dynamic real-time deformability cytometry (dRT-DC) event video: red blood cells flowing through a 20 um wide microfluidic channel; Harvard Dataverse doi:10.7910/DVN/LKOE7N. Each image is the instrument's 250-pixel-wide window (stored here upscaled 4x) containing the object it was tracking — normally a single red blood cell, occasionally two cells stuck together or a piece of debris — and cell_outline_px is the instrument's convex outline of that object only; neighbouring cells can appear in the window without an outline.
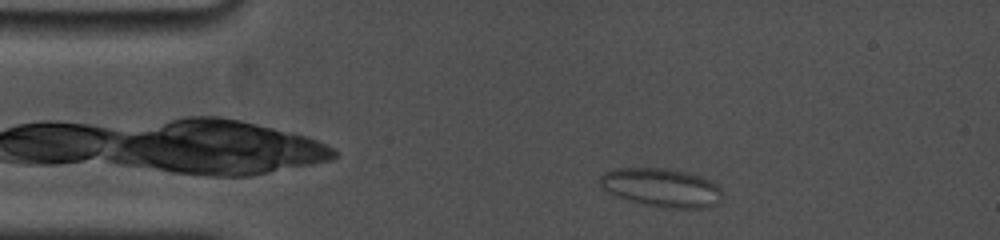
{"species": "common noctule bat (a hibernating species)", "species_latin": "Nyctalus noctula", "temperature_condition": "cold", "stored_images_in_passage": 4, "camera_frame_rate_fps": 5000, "um_per_image_px": 0.085, "animal": {"sex": "female", "body_mass_g": 19.0, "forearm_length_mm": 53.3}, "frame": {"image": 1, "passage_image": 2, "time_ms": 0.8, "image_size_px": [1000, 240], "cell_outline_px": [[724, 196], [720, 204], [704, 208], [664, 208], [644, 204], [628, 200], [604, 188], [600, 184], [600, 176], [604, 172], [616, 168], [664, 168], [692, 172], [712, 180], [720, 188]], "centroid_in_image_um": [56.33, 15.94], "position_along_channel_um": 28.7, "area_um2": 27.8}}